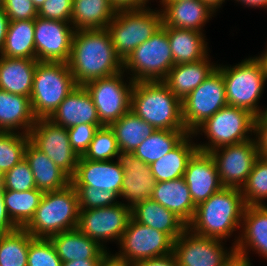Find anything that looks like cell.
I'll return each instance as SVG.
<instances>
[{
    "mask_svg": "<svg viewBox=\"0 0 267 266\" xmlns=\"http://www.w3.org/2000/svg\"><path fill=\"white\" fill-rule=\"evenodd\" d=\"M32 2L38 10L42 6V4L45 2V0H32Z\"/></svg>",
    "mask_w": 267,
    "mask_h": 266,
    "instance_id": "cell-59",
    "label": "cell"
},
{
    "mask_svg": "<svg viewBox=\"0 0 267 266\" xmlns=\"http://www.w3.org/2000/svg\"><path fill=\"white\" fill-rule=\"evenodd\" d=\"M174 64L196 62L208 54V42L203 32L166 27Z\"/></svg>",
    "mask_w": 267,
    "mask_h": 266,
    "instance_id": "cell-32",
    "label": "cell"
},
{
    "mask_svg": "<svg viewBox=\"0 0 267 266\" xmlns=\"http://www.w3.org/2000/svg\"><path fill=\"white\" fill-rule=\"evenodd\" d=\"M78 196L72 184L44 192L33 218L24 229L34 238H49L76 229L79 222Z\"/></svg>",
    "mask_w": 267,
    "mask_h": 266,
    "instance_id": "cell-4",
    "label": "cell"
},
{
    "mask_svg": "<svg viewBox=\"0 0 267 266\" xmlns=\"http://www.w3.org/2000/svg\"><path fill=\"white\" fill-rule=\"evenodd\" d=\"M24 158L33 173L36 189L50 192L71 184V178L30 141L25 148Z\"/></svg>",
    "mask_w": 267,
    "mask_h": 266,
    "instance_id": "cell-27",
    "label": "cell"
},
{
    "mask_svg": "<svg viewBox=\"0 0 267 266\" xmlns=\"http://www.w3.org/2000/svg\"><path fill=\"white\" fill-rule=\"evenodd\" d=\"M246 206H263L267 198V158L259 157L240 189Z\"/></svg>",
    "mask_w": 267,
    "mask_h": 266,
    "instance_id": "cell-39",
    "label": "cell"
},
{
    "mask_svg": "<svg viewBox=\"0 0 267 266\" xmlns=\"http://www.w3.org/2000/svg\"><path fill=\"white\" fill-rule=\"evenodd\" d=\"M119 159L124 172L119 197L126 199V205L133 208L137 203L151 198L156 180L150 165L133 154H122Z\"/></svg>",
    "mask_w": 267,
    "mask_h": 266,
    "instance_id": "cell-20",
    "label": "cell"
},
{
    "mask_svg": "<svg viewBox=\"0 0 267 266\" xmlns=\"http://www.w3.org/2000/svg\"><path fill=\"white\" fill-rule=\"evenodd\" d=\"M192 133H188L170 152L150 164L151 173L156 182L178 179L184 176L187 164L198 150L192 142Z\"/></svg>",
    "mask_w": 267,
    "mask_h": 266,
    "instance_id": "cell-31",
    "label": "cell"
},
{
    "mask_svg": "<svg viewBox=\"0 0 267 266\" xmlns=\"http://www.w3.org/2000/svg\"><path fill=\"white\" fill-rule=\"evenodd\" d=\"M124 77L125 73L121 71L83 85L94 102L102 125L110 126L131 110L134 81L127 77V80L129 79L127 84Z\"/></svg>",
    "mask_w": 267,
    "mask_h": 266,
    "instance_id": "cell-10",
    "label": "cell"
},
{
    "mask_svg": "<svg viewBox=\"0 0 267 266\" xmlns=\"http://www.w3.org/2000/svg\"><path fill=\"white\" fill-rule=\"evenodd\" d=\"M131 110L156 130H186L182 101L163 81L134 82Z\"/></svg>",
    "mask_w": 267,
    "mask_h": 266,
    "instance_id": "cell-3",
    "label": "cell"
},
{
    "mask_svg": "<svg viewBox=\"0 0 267 266\" xmlns=\"http://www.w3.org/2000/svg\"><path fill=\"white\" fill-rule=\"evenodd\" d=\"M160 1H182V0H160Z\"/></svg>",
    "mask_w": 267,
    "mask_h": 266,
    "instance_id": "cell-61",
    "label": "cell"
},
{
    "mask_svg": "<svg viewBox=\"0 0 267 266\" xmlns=\"http://www.w3.org/2000/svg\"><path fill=\"white\" fill-rule=\"evenodd\" d=\"M98 266H134V263L118 256L116 253L115 255L111 254L108 250L100 258Z\"/></svg>",
    "mask_w": 267,
    "mask_h": 266,
    "instance_id": "cell-51",
    "label": "cell"
},
{
    "mask_svg": "<svg viewBox=\"0 0 267 266\" xmlns=\"http://www.w3.org/2000/svg\"><path fill=\"white\" fill-rule=\"evenodd\" d=\"M29 139L70 178L74 176L79 156L71 147L67 128L55 124L49 118L36 119Z\"/></svg>",
    "mask_w": 267,
    "mask_h": 266,
    "instance_id": "cell-12",
    "label": "cell"
},
{
    "mask_svg": "<svg viewBox=\"0 0 267 266\" xmlns=\"http://www.w3.org/2000/svg\"><path fill=\"white\" fill-rule=\"evenodd\" d=\"M112 4L119 9L141 8L146 7L150 0H110Z\"/></svg>",
    "mask_w": 267,
    "mask_h": 266,
    "instance_id": "cell-52",
    "label": "cell"
},
{
    "mask_svg": "<svg viewBox=\"0 0 267 266\" xmlns=\"http://www.w3.org/2000/svg\"><path fill=\"white\" fill-rule=\"evenodd\" d=\"M123 178L124 172L120 159L117 161H91L79 156L71 184L109 190L120 196Z\"/></svg>",
    "mask_w": 267,
    "mask_h": 266,
    "instance_id": "cell-19",
    "label": "cell"
},
{
    "mask_svg": "<svg viewBox=\"0 0 267 266\" xmlns=\"http://www.w3.org/2000/svg\"><path fill=\"white\" fill-rule=\"evenodd\" d=\"M61 262L79 259H100L107 251L102 245L84 235L78 228L49 237Z\"/></svg>",
    "mask_w": 267,
    "mask_h": 266,
    "instance_id": "cell-28",
    "label": "cell"
},
{
    "mask_svg": "<svg viewBox=\"0 0 267 266\" xmlns=\"http://www.w3.org/2000/svg\"><path fill=\"white\" fill-rule=\"evenodd\" d=\"M17 228L8 216L4 204V188L0 186V234L11 232Z\"/></svg>",
    "mask_w": 267,
    "mask_h": 266,
    "instance_id": "cell-49",
    "label": "cell"
},
{
    "mask_svg": "<svg viewBox=\"0 0 267 266\" xmlns=\"http://www.w3.org/2000/svg\"><path fill=\"white\" fill-rule=\"evenodd\" d=\"M130 218L131 208L120 201L116 205L80 209L77 228L106 249L105 241H120Z\"/></svg>",
    "mask_w": 267,
    "mask_h": 266,
    "instance_id": "cell-14",
    "label": "cell"
},
{
    "mask_svg": "<svg viewBox=\"0 0 267 266\" xmlns=\"http://www.w3.org/2000/svg\"><path fill=\"white\" fill-rule=\"evenodd\" d=\"M254 138L259 157L267 158V111L255 118Z\"/></svg>",
    "mask_w": 267,
    "mask_h": 266,
    "instance_id": "cell-48",
    "label": "cell"
},
{
    "mask_svg": "<svg viewBox=\"0 0 267 266\" xmlns=\"http://www.w3.org/2000/svg\"><path fill=\"white\" fill-rule=\"evenodd\" d=\"M134 266H178L176 258L172 253L164 256L143 259L134 263Z\"/></svg>",
    "mask_w": 267,
    "mask_h": 266,
    "instance_id": "cell-50",
    "label": "cell"
},
{
    "mask_svg": "<svg viewBox=\"0 0 267 266\" xmlns=\"http://www.w3.org/2000/svg\"><path fill=\"white\" fill-rule=\"evenodd\" d=\"M100 259H79L69 262H62L61 266H98Z\"/></svg>",
    "mask_w": 267,
    "mask_h": 266,
    "instance_id": "cell-55",
    "label": "cell"
},
{
    "mask_svg": "<svg viewBox=\"0 0 267 266\" xmlns=\"http://www.w3.org/2000/svg\"><path fill=\"white\" fill-rule=\"evenodd\" d=\"M49 119L65 128L84 123L102 125L94 102L83 85H77Z\"/></svg>",
    "mask_w": 267,
    "mask_h": 266,
    "instance_id": "cell-23",
    "label": "cell"
},
{
    "mask_svg": "<svg viewBox=\"0 0 267 266\" xmlns=\"http://www.w3.org/2000/svg\"><path fill=\"white\" fill-rule=\"evenodd\" d=\"M43 194L44 192L38 189L23 192L4 190L6 211L18 228H24L33 218Z\"/></svg>",
    "mask_w": 267,
    "mask_h": 266,
    "instance_id": "cell-36",
    "label": "cell"
},
{
    "mask_svg": "<svg viewBox=\"0 0 267 266\" xmlns=\"http://www.w3.org/2000/svg\"><path fill=\"white\" fill-rule=\"evenodd\" d=\"M249 257L234 251L222 266H251Z\"/></svg>",
    "mask_w": 267,
    "mask_h": 266,
    "instance_id": "cell-53",
    "label": "cell"
},
{
    "mask_svg": "<svg viewBox=\"0 0 267 266\" xmlns=\"http://www.w3.org/2000/svg\"><path fill=\"white\" fill-rule=\"evenodd\" d=\"M163 9L162 25L203 32V26L213 17L214 10L202 0L159 1Z\"/></svg>",
    "mask_w": 267,
    "mask_h": 266,
    "instance_id": "cell-22",
    "label": "cell"
},
{
    "mask_svg": "<svg viewBox=\"0 0 267 266\" xmlns=\"http://www.w3.org/2000/svg\"><path fill=\"white\" fill-rule=\"evenodd\" d=\"M223 187L241 189L259 158L255 138L225 145L210 152Z\"/></svg>",
    "mask_w": 267,
    "mask_h": 266,
    "instance_id": "cell-15",
    "label": "cell"
},
{
    "mask_svg": "<svg viewBox=\"0 0 267 266\" xmlns=\"http://www.w3.org/2000/svg\"><path fill=\"white\" fill-rule=\"evenodd\" d=\"M263 63V67L265 70V74L267 76V47L265 49V52H263L261 55L257 56Z\"/></svg>",
    "mask_w": 267,
    "mask_h": 266,
    "instance_id": "cell-58",
    "label": "cell"
},
{
    "mask_svg": "<svg viewBox=\"0 0 267 266\" xmlns=\"http://www.w3.org/2000/svg\"><path fill=\"white\" fill-rule=\"evenodd\" d=\"M8 24H9V19L7 15L4 13L2 6H0V51L5 43Z\"/></svg>",
    "mask_w": 267,
    "mask_h": 266,
    "instance_id": "cell-54",
    "label": "cell"
},
{
    "mask_svg": "<svg viewBox=\"0 0 267 266\" xmlns=\"http://www.w3.org/2000/svg\"><path fill=\"white\" fill-rule=\"evenodd\" d=\"M29 134L0 131V169L6 173L24 159Z\"/></svg>",
    "mask_w": 267,
    "mask_h": 266,
    "instance_id": "cell-40",
    "label": "cell"
},
{
    "mask_svg": "<svg viewBox=\"0 0 267 266\" xmlns=\"http://www.w3.org/2000/svg\"><path fill=\"white\" fill-rule=\"evenodd\" d=\"M237 2H241V4L244 6L252 7L255 9L257 7L259 8H266L267 9V0H235Z\"/></svg>",
    "mask_w": 267,
    "mask_h": 266,
    "instance_id": "cell-56",
    "label": "cell"
},
{
    "mask_svg": "<svg viewBox=\"0 0 267 266\" xmlns=\"http://www.w3.org/2000/svg\"><path fill=\"white\" fill-rule=\"evenodd\" d=\"M162 26L161 10L148 7L119 9L108 24L113 46L124 61L133 50L149 39Z\"/></svg>",
    "mask_w": 267,
    "mask_h": 266,
    "instance_id": "cell-7",
    "label": "cell"
},
{
    "mask_svg": "<svg viewBox=\"0 0 267 266\" xmlns=\"http://www.w3.org/2000/svg\"><path fill=\"white\" fill-rule=\"evenodd\" d=\"M2 187L4 190L19 192L36 189L33 173L25 158L4 173Z\"/></svg>",
    "mask_w": 267,
    "mask_h": 266,
    "instance_id": "cell-44",
    "label": "cell"
},
{
    "mask_svg": "<svg viewBox=\"0 0 267 266\" xmlns=\"http://www.w3.org/2000/svg\"><path fill=\"white\" fill-rule=\"evenodd\" d=\"M61 259L49 238H32L28 249L27 266H61Z\"/></svg>",
    "mask_w": 267,
    "mask_h": 266,
    "instance_id": "cell-42",
    "label": "cell"
},
{
    "mask_svg": "<svg viewBox=\"0 0 267 266\" xmlns=\"http://www.w3.org/2000/svg\"><path fill=\"white\" fill-rule=\"evenodd\" d=\"M73 0H45L38 9V16L44 19L70 22Z\"/></svg>",
    "mask_w": 267,
    "mask_h": 266,
    "instance_id": "cell-46",
    "label": "cell"
},
{
    "mask_svg": "<svg viewBox=\"0 0 267 266\" xmlns=\"http://www.w3.org/2000/svg\"><path fill=\"white\" fill-rule=\"evenodd\" d=\"M151 199L175 213L186 224L193 218L196 206L184 177L156 182Z\"/></svg>",
    "mask_w": 267,
    "mask_h": 266,
    "instance_id": "cell-29",
    "label": "cell"
},
{
    "mask_svg": "<svg viewBox=\"0 0 267 266\" xmlns=\"http://www.w3.org/2000/svg\"><path fill=\"white\" fill-rule=\"evenodd\" d=\"M32 238L24 228L0 234V266H27Z\"/></svg>",
    "mask_w": 267,
    "mask_h": 266,
    "instance_id": "cell-38",
    "label": "cell"
},
{
    "mask_svg": "<svg viewBox=\"0 0 267 266\" xmlns=\"http://www.w3.org/2000/svg\"><path fill=\"white\" fill-rule=\"evenodd\" d=\"M183 177L195 206L205 202L223 187L210 152L197 150L190 158Z\"/></svg>",
    "mask_w": 267,
    "mask_h": 266,
    "instance_id": "cell-18",
    "label": "cell"
},
{
    "mask_svg": "<svg viewBox=\"0 0 267 266\" xmlns=\"http://www.w3.org/2000/svg\"><path fill=\"white\" fill-rule=\"evenodd\" d=\"M67 64L77 85L123 71L107 28L74 31Z\"/></svg>",
    "mask_w": 267,
    "mask_h": 266,
    "instance_id": "cell-1",
    "label": "cell"
},
{
    "mask_svg": "<svg viewBox=\"0 0 267 266\" xmlns=\"http://www.w3.org/2000/svg\"><path fill=\"white\" fill-rule=\"evenodd\" d=\"M245 207L239 188L222 187L196 206L187 228L197 235L225 241L241 228Z\"/></svg>",
    "mask_w": 267,
    "mask_h": 266,
    "instance_id": "cell-2",
    "label": "cell"
},
{
    "mask_svg": "<svg viewBox=\"0 0 267 266\" xmlns=\"http://www.w3.org/2000/svg\"><path fill=\"white\" fill-rule=\"evenodd\" d=\"M116 12L110 0H73L70 22L75 31L107 28Z\"/></svg>",
    "mask_w": 267,
    "mask_h": 266,
    "instance_id": "cell-33",
    "label": "cell"
},
{
    "mask_svg": "<svg viewBox=\"0 0 267 266\" xmlns=\"http://www.w3.org/2000/svg\"><path fill=\"white\" fill-rule=\"evenodd\" d=\"M37 62L36 59L0 56V89L30 97Z\"/></svg>",
    "mask_w": 267,
    "mask_h": 266,
    "instance_id": "cell-30",
    "label": "cell"
},
{
    "mask_svg": "<svg viewBox=\"0 0 267 266\" xmlns=\"http://www.w3.org/2000/svg\"><path fill=\"white\" fill-rule=\"evenodd\" d=\"M74 28L71 22L35 18V59L67 63L71 53Z\"/></svg>",
    "mask_w": 267,
    "mask_h": 266,
    "instance_id": "cell-17",
    "label": "cell"
},
{
    "mask_svg": "<svg viewBox=\"0 0 267 266\" xmlns=\"http://www.w3.org/2000/svg\"><path fill=\"white\" fill-rule=\"evenodd\" d=\"M103 125L80 124L67 128L72 149L78 156H83L88 150L96 131Z\"/></svg>",
    "mask_w": 267,
    "mask_h": 266,
    "instance_id": "cell-45",
    "label": "cell"
},
{
    "mask_svg": "<svg viewBox=\"0 0 267 266\" xmlns=\"http://www.w3.org/2000/svg\"><path fill=\"white\" fill-rule=\"evenodd\" d=\"M255 118V115L243 108L229 105L221 108L193 132L194 136L204 133L209 139L208 143L197 144L198 150L211 152L225 145L252 139Z\"/></svg>",
    "mask_w": 267,
    "mask_h": 266,
    "instance_id": "cell-8",
    "label": "cell"
},
{
    "mask_svg": "<svg viewBox=\"0 0 267 266\" xmlns=\"http://www.w3.org/2000/svg\"><path fill=\"white\" fill-rule=\"evenodd\" d=\"M110 127L115 133L121 154H132L156 130L132 110L125 113L118 121L113 122Z\"/></svg>",
    "mask_w": 267,
    "mask_h": 266,
    "instance_id": "cell-35",
    "label": "cell"
},
{
    "mask_svg": "<svg viewBox=\"0 0 267 266\" xmlns=\"http://www.w3.org/2000/svg\"><path fill=\"white\" fill-rule=\"evenodd\" d=\"M187 134V130H155L132 154L150 165L170 152Z\"/></svg>",
    "mask_w": 267,
    "mask_h": 266,
    "instance_id": "cell-37",
    "label": "cell"
},
{
    "mask_svg": "<svg viewBox=\"0 0 267 266\" xmlns=\"http://www.w3.org/2000/svg\"><path fill=\"white\" fill-rule=\"evenodd\" d=\"M208 56L196 62L176 64L169 70L163 82L181 101L217 67V64L210 63Z\"/></svg>",
    "mask_w": 267,
    "mask_h": 266,
    "instance_id": "cell-24",
    "label": "cell"
},
{
    "mask_svg": "<svg viewBox=\"0 0 267 266\" xmlns=\"http://www.w3.org/2000/svg\"><path fill=\"white\" fill-rule=\"evenodd\" d=\"M227 105L223 75L216 67L182 100V118L187 132L193 134L208 118Z\"/></svg>",
    "mask_w": 267,
    "mask_h": 266,
    "instance_id": "cell-11",
    "label": "cell"
},
{
    "mask_svg": "<svg viewBox=\"0 0 267 266\" xmlns=\"http://www.w3.org/2000/svg\"><path fill=\"white\" fill-rule=\"evenodd\" d=\"M35 19L9 21L0 56L35 59Z\"/></svg>",
    "mask_w": 267,
    "mask_h": 266,
    "instance_id": "cell-34",
    "label": "cell"
},
{
    "mask_svg": "<svg viewBox=\"0 0 267 266\" xmlns=\"http://www.w3.org/2000/svg\"><path fill=\"white\" fill-rule=\"evenodd\" d=\"M121 155L113 129L103 125L96 131L83 157L91 161H106L119 159Z\"/></svg>",
    "mask_w": 267,
    "mask_h": 266,
    "instance_id": "cell-41",
    "label": "cell"
},
{
    "mask_svg": "<svg viewBox=\"0 0 267 266\" xmlns=\"http://www.w3.org/2000/svg\"><path fill=\"white\" fill-rule=\"evenodd\" d=\"M202 1L206 2L212 8V10H214V12L218 11L223 2H225V0H202Z\"/></svg>",
    "mask_w": 267,
    "mask_h": 266,
    "instance_id": "cell-57",
    "label": "cell"
},
{
    "mask_svg": "<svg viewBox=\"0 0 267 266\" xmlns=\"http://www.w3.org/2000/svg\"><path fill=\"white\" fill-rule=\"evenodd\" d=\"M218 65L224 79L227 104L246 109L255 116L264 113L266 110L258 105L267 81L262 61L256 56L232 67Z\"/></svg>",
    "mask_w": 267,
    "mask_h": 266,
    "instance_id": "cell-5",
    "label": "cell"
},
{
    "mask_svg": "<svg viewBox=\"0 0 267 266\" xmlns=\"http://www.w3.org/2000/svg\"><path fill=\"white\" fill-rule=\"evenodd\" d=\"M174 65L166 26L162 25L123 61V71L132 73L129 78L134 82L163 81Z\"/></svg>",
    "mask_w": 267,
    "mask_h": 266,
    "instance_id": "cell-9",
    "label": "cell"
},
{
    "mask_svg": "<svg viewBox=\"0 0 267 266\" xmlns=\"http://www.w3.org/2000/svg\"><path fill=\"white\" fill-rule=\"evenodd\" d=\"M3 179H4V173L0 169V186H2V184H3Z\"/></svg>",
    "mask_w": 267,
    "mask_h": 266,
    "instance_id": "cell-60",
    "label": "cell"
},
{
    "mask_svg": "<svg viewBox=\"0 0 267 266\" xmlns=\"http://www.w3.org/2000/svg\"><path fill=\"white\" fill-rule=\"evenodd\" d=\"M131 217L142 225L168 234L174 241L187 229L181 218L151 198L131 208Z\"/></svg>",
    "mask_w": 267,
    "mask_h": 266,
    "instance_id": "cell-25",
    "label": "cell"
},
{
    "mask_svg": "<svg viewBox=\"0 0 267 266\" xmlns=\"http://www.w3.org/2000/svg\"><path fill=\"white\" fill-rule=\"evenodd\" d=\"M223 240L197 235L188 228L174 241L178 266H222L235 251L223 247Z\"/></svg>",
    "mask_w": 267,
    "mask_h": 266,
    "instance_id": "cell-16",
    "label": "cell"
},
{
    "mask_svg": "<svg viewBox=\"0 0 267 266\" xmlns=\"http://www.w3.org/2000/svg\"><path fill=\"white\" fill-rule=\"evenodd\" d=\"M116 254L130 262L160 257L173 252L174 240L166 233L130 218Z\"/></svg>",
    "mask_w": 267,
    "mask_h": 266,
    "instance_id": "cell-13",
    "label": "cell"
},
{
    "mask_svg": "<svg viewBox=\"0 0 267 266\" xmlns=\"http://www.w3.org/2000/svg\"><path fill=\"white\" fill-rule=\"evenodd\" d=\"M2 8L9 21L31 20L38 16L32 0H3Z\"/></svg>",
    "mask_w": 267,
    "mask_h": 266,
    "instance_id": "cell-47",
    "label": "cell"
},
{
    "mask_svg": "<svg viewBox=\"0 0 267 266\" xmlns=\"http://www.w3.org/2000/svg\"><path fill=\"white\" fill-rule=\"evenodd\" d=\"M78 196L79 209L100 208L120 203L119 196L109 190L96 189L92 186H73Z\"/></svg>",
    "mask_w": 267,
    "mask_h": 266,
    "instance_id": "cell-43",
    "label": "cell"
},
{
    "mask_svg": "<svg viewBox=\"0 0 267 266\" xmlns=\"http://www.w3.org/2000/svg\"><path fill=\"white\" fill-rule=\"evenodd\" d=\"M35 122L30 97L0 89V131L29 134Z\"/></svg>",
    "mask_w": 267,
    "mask_h": 266,
    "instance_id": "cell-26",
    "label": "cell"
},
{
    "mask_svg": "<svg viewBox=\"0 0 267 266\" xmlns=\"http://www.w3.org/2000/svg\"><path fill=\"white\" fill-rule=\"evenodd\" d=\"M240 232L233 242L235 251L249 257L252 249L267 260V205L246 206Z\"/></svg>",
    "mask_w": 267,
    "mask_h": 266,
    "instance_id": "cell-21",
    "label": "cell"
},
{
    "mask_svg": "<svg viewBox=\"0 0 267 266\" xmlns=\"http://www.w3.org/2000/svg\"><path fill=\"white\" fill-rule=\"evenodd\" d=\"M76 86L67 63L38 61L30 95L35 118H50Z\"/></svg>",
    "mask_w": 267,
    "mask_h": 266,
    "instance_id": "cell-6",
    "label": "cell"
}]
</instances>
